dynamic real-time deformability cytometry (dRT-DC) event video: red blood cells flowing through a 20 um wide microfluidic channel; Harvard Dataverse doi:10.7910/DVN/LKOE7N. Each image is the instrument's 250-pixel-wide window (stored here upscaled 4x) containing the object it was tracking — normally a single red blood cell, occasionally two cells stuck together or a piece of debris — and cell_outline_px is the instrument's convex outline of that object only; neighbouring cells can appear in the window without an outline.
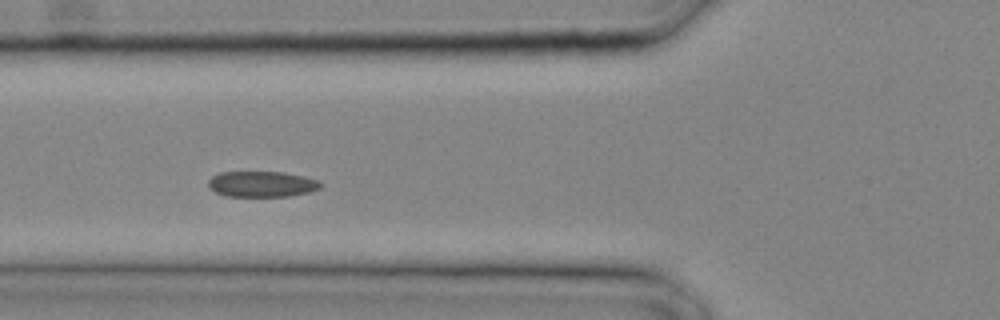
{"species": "common noctule bat (a hibernating species)", "species_latin": "Nyctalus noctula", "temperature_condition": "cold", "stored_images_in_passage": 26, "camera_frame_rate_fps": 3000, "um_per_image_px": 0.085, "animal": {"sex": "male", "body_mass_g": 20.4}, "frame": {"image": 1, "passage_image": 8, "time_ms": 2.333, "image_size_px": [1000, 320], "cell_outline_px": [[324, 184], [320, 188], [308, 192], [288, 196], [224, 196], [208, 188], [208, 180], [212, 176], [220, 172], [284, 172], [304, 176], [320, 180]], "centroid_in_image_um": [22.26, 15.64], "position_along_channel_um": 103.5, "area_um2": 16.99}}